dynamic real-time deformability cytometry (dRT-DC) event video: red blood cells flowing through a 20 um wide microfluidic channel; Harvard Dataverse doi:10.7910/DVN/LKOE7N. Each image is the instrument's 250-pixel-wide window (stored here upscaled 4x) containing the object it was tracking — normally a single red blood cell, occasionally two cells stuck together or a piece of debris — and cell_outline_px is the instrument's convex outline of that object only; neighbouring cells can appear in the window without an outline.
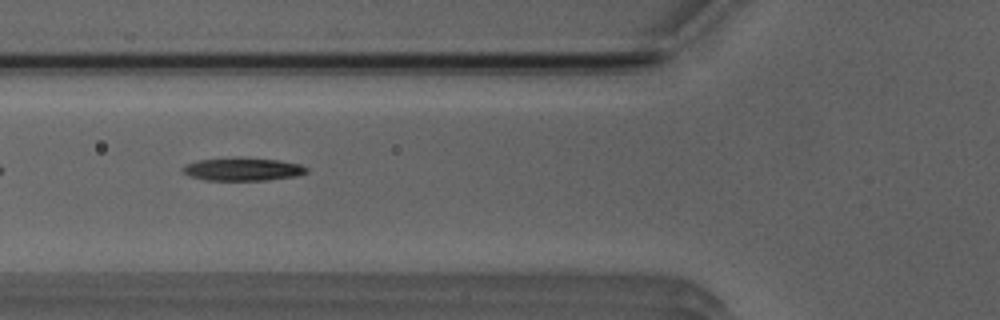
{"species": "Egyptian fruit bat (a non-hibernating species)", "species_latin": "Rousettus aegyptiacus", "temperature_condition": "room temperature", "stored_images_in_passage": 36, "camera_frame_rate_fps": 3000, "um_per_image_px": 0.085, "animal": {"sex": "male"}, "frame": {"image": 1, "passage_image": 3, "time_ms": 0.667, "image_size_px": [1000, 320], "cell_outline_px": [[308, 172], [296, 176], [268, 180], [204, 180], [192, 176], [184, 172], [180, 168], [188, 164], [200, 160], [236, 156], [240, 156], [280, 160], [300, 164], [308, 168]], "centroid_in_image_um": [20.67, 14.36], "position_along_channel_um": 105.1, "area_um2": 16.82}}
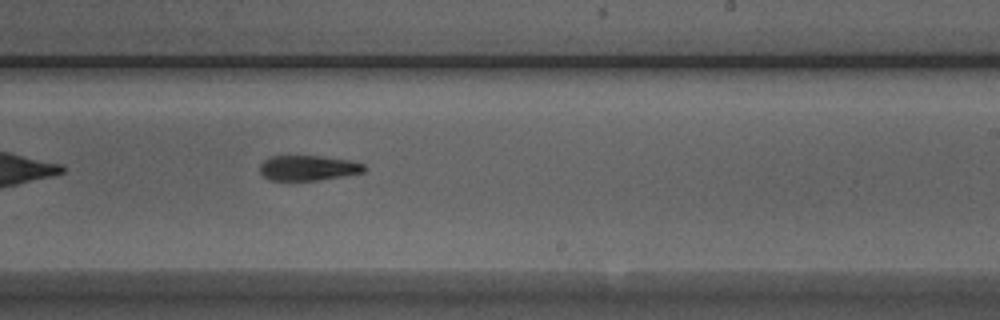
{"frame": {"image": 2, "passage_image": 15, "time_ms": 4.667, "image_size_px": [1000, 320], "cell_outline_px": [[368, 168], [364, 172], [316, 180], [268, 180], [260, 172], [260, 164], [268, 156], [320, 156], [348, 160], [364, 164]], "centroid_in_image_um": [26.17, 14.27], "position_along_channel_um": 262.8, "area_um2": 15.2}}
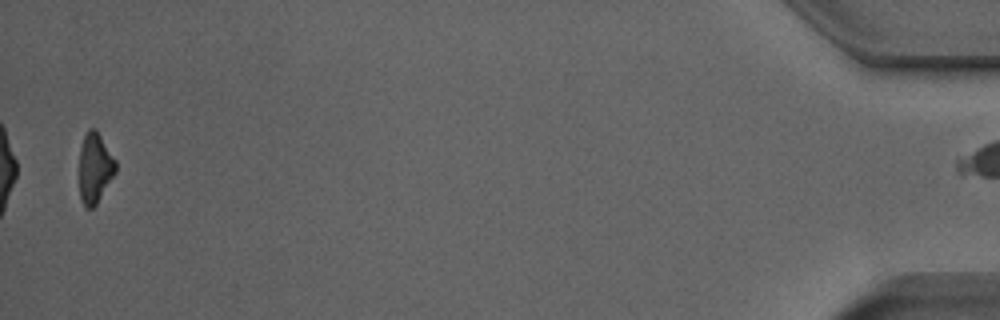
{"frame": {"image": 3, "passage_image": 35, "time_ms": 11.333, "image_size_px": [1000, 320], "cell_outline_px": [[116, 172], [96, 204], [92, 208], [84, 208], [80, 200], [80, 148], [84, 136], [88, 128], [96, 128], [116, 160]], "centroid_in_image_um": [8.06, 14.27], "position_along_channel_um": 427.1, "area_um2": 14.91}}